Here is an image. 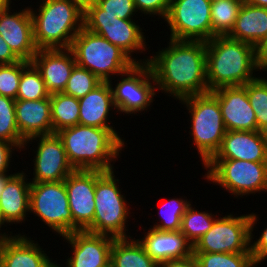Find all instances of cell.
I'll list each match as a JSON object with an SVG mask.
<instances>
[{
	"label": "cell",
	"instance_id": "1",
	"mask_svg": "<svg viewBox=\"0 0 267 267\" xmlns=\"http://www.w3.org/2000/svg\"><path fill=\"white\" fill-rule=\"evenodd\" d=\"M168 47L149 56V65L157 90L181 100L208 93L206 43L169 39Z\"/></svg>",
	"mask_w": 267,
	"mask_h": 267
},
{
	"label": "cell",
	"instance_id": "2",
	"mask_svg": "<svg viewBox=\"0 0 267 267\" xmlns=\"http://www.w3.org/2000/svg\"><path fill=\"white\" fill-rule=\"evenodd\" d=\"M206 43V77L209 92L221 87L243 86L261 71L255 46L228 36H215Z\"/></svg>",
	"mask_w": 267,
	"mask_h": 267
},
{
	"label": "cell",
	"instance_id": "3",
	"mask_svg": "<svg viewBox=\"0 0 267 267\" xmlns=\"http://www.w3.org/2000/svg\"><path fill=\"white\" fill-rule=\"evenodd\" d=\"M75 170L113 171L112 161L125 147L115 129L77 124L57 132Z\"/></svg>",
	"mask_w": 267,
	"mask_h": 267
},
{
	"label": "cell",
	"instance_id": "4",
	"mask_svg": "<svg viewBox=\"0 0 267 267\" xmlns=\"http://www.w3.org/2000/svg\"><path fill=\"white\" fill-rule=\"evenodd\" d=\"M29 10L38 50L71 48L83 28L84 0H42L38 13L30 7Z\"/></svg>",
	"mask_w": 267,
	"mask_h": 267
},
{
	"label": "cell",
	"instance_id": "5",
	"mask_svg": "<svg viewBox=\"0 0 267 267\" xmlns=\"http://www.w3.org/2000/svg\"><path fill=\"white\" fill-rule=\"evenodd\" d=\"M189 111L192 141L205 165L219 150L227 130L218 98L212 93L192 95L179 100Z\"/></svg>",
	"mask_w": 267,
	"mask_h": 267
},
{
	"label": "cell",
	"instance_id": "6",
	"mask_svg": "<svg viewBox=\"0 0 267 267\" xmlns=\"http://www.w3.org/2000/svg\"><path fill=\"white\" fill-rule=\"evenodd\" d=\"M70 49L77 66L88 69L102 82H109L111 75L120 76L135 64L118 46L84 27L74 37Z\"/></svg>",
	"mask_w": 267,
	"mask_h": 267
},
{
	"label": "cell",
	"instance_id": "7",
	"mask_svg": "<svg viewBox=\"0 0 267 267\" xmlns=\"http://www.w3.org/2000/svg\"><path fill=\"white\" fill-rule=\"evenodd\" d=\"M115 178L113 170L105 172L96 181L95 214L92 225L86 231L115 239L129 238L130 235L126 234V222L130 208L117 185L119 179Z\"/></svg>",
	"mask_w": 267,
	"mask_h": 267
},
{
	"label": "cell",
	"instance_id": "8",
	"mask_svg": "<svg viewBox=\"0 0 267 267\" xmlns=\"http://www.w3.org/2000/svg\"><path fill=\"white\" fill-rule=\"evenodd\" d=\"M83 27L118 46L135 63H147L148 58L138 61L132 58L133 52L142 53L147 48L143 30L133 19H118L116 14L107 13L93 0H84Z\"/></svg>",
	"mask_w": 267,
	"mask_h": 267
},
{
	"label": "cell",
	"instance_id": "9",
	"mask_svg": "<svg viewBox=\"0 0 267 267\" xmlns=\"http://www.w3.org/2000/svg\"><path fill=\"white\" fill-rule=\"evenodd\" d=\"M205 179L221 186L233 196L267 192V162L238 159H210ZM256 192V193H255Z\"/></svg>",
	"mask_w": 267,
	"mask_h": 267
},
{
	"label": "cell",
	"instance_id": "10",
	"mask_svg": "<svg viewBox=\"0 0 267 267\" xmlns=\"http://www.w3.org/2000/svg\"><path fill=\"white\" fill-rule=\"evenodd\" d=\"M217 217L211 229L193 245V252L251 253L253 230L258 221L255 213Z\"/></svg>",
	"mask_w": 267,
	"mask_h": 267
},
{
	"label": "cell",
	"instance_id": "11",
	"mask_svg": "<svg viewBox=\"0 0 267 267\" xmlns=\"http://www.w3.org/2000/svg\"><path fill=\"white\" fill-rule=\"evenodd\" d=\"M29 212L40 217L60 236L73 233V218L64 181L31 182Z\"/></svg>",
	"mask_w": 267,
	"mask_h": 267
},
{
	"label": "cell",
	"instance_id": "12",
	"mask_svg": "<svg viewBox=\"0 0 267 267\" xmlns=\"http://www.w3.org/2000/svg\"><path fill=\"white\" fill-rule=\"evenodd\" d=\"M210 0H170L165 18L170 39L207 42L212 39Z\"/></svg>",
	"mask_w": 267,
	"mask_h": 267
},
{
	"label": "cell",
	"instance_id": "13",
	"mask_svg": "<svg viewBox=\"0 0 267 267\" xmlns=\"http://www.w3.org/2000/svg\"><path fill=\"white\" fill-rule=\"evenodd\" d=\"M111 89L117 111L137 114L145 111L154 101L157 86L149 65L135 63L121 74V81L116 83L115 88L111 84Z\"/></svg>",
	"mask_w": 267,
	"mask_h": 267
},
{
	"label": "cell",
	"instance_id": "14",
	"mask_svg": "<svg viewBox=\"0 0 267 267\" xmlns=\"http://www.w3.org/2000/svg\"><path fill=\"white\" fill-rule=\"evenodd\" d=\"M104 173L100 170H74L64 180L73 218V232L86 231L92 225L96 181Z\"/></svg>",
	"mask_w": 267,
	"mask_h": 267
},
{
	"label": "cell",
	"instance_id": "15",
	"mask_svg": "<svg viewBox=\"0 0 267 267\" xmlns=\"http://www.w3.org/2000/svg\"><path fill=\"white\" fill-rule=\"evenodd\" d=\"M37 139L39 142L33 159L34 178L31 182L64 181L75 169L68 161L62 140L57 133L33 136L25 141L23 148Z\"/></svg>",
	"mask_w": 267,
	"mask_h": 267
},
{
	"label": "cell",
	"instance_id": "16",
	"mask_svg": "<svg viewBox=\"0 0 267 267\" xmlns=\"http://www.w3.org/2000/svg\"><path fill=\"white\" fill-rule=\"evenodd\" d=\"M73 253L66 259V267H107L110 265V251L115 238L87 231H74L62 236Z\"/></svg>",
	"mask_w": 267,
	"mask_h": 267
},
{
	"label": "cell",
	"instance_id": "17",
	"mask_svg": "<svg viewBox=\"0 0 267 267\" xmlns=\"http://www.w3.org/2000/svg\"><path fill=\"white\" fill-rule=\"evenodd\" d=\"M11 6L0 11V35L21 59L31 62L37 53L33 38V21L28 7L14 12Z\"/></svg>",
	"mask_w": 267,
	"mask_h": 267
},
{
	"label": "cell",
	"instance_id": "18",
	"mask_svg": "<svg viewBox=\"0 0 267 267\" xmlns=\"http://www.w3.org/2000/svg\"><path fill=\"white\" fill-rule=\"evenodd\" d=\"M212 93L218 98L227 131H257L255 112L248 100L247 84L221 87Z\"/></svg>",
	"mask_w": 267,
	"mask_h": 267
},
{
	"label": "cell",
	"instance_id": "19",
	"mask_svg": "<svg viewBox=\"0 0 267 267\" xmlns=\"http://www.w3.org/2000/svg\"><path fill=\"white\" fill-rule=\"evenodd\" d=\"M31 62L40 71L50 94L64 91L72 70L77 65L70 48L39 49Z\"/></svg>",
	"mask_w": 267,
	"mask_h": 267
},
{
	"label": "cell",
	"instance_id": "20",
	"mask_svg": "<svg viewBox=\"0 0 267 267\" xmlns=\"http://www.w3.org/2000/svg\"><path fill=\"white\" fill-rule=\"evenodd\" d=\"M20 233L0 238V267H52L43 248Z\"/></svg>",
	"mask_w": 267,
	"mask_h": 267
},
{
	"label": "cell",
	"instance_id": "21",
	"mask_svg": "<svg viewBox=\"0 0 267 267\" xmlns=\"http://www.w3.org/2000/svg\"><path fill=\"white\" fill-rule=\"evenodd\" d=\"M211 159L267 162V143L257 131H227Z\"/></svg>",
	"mask_w": 267,
	"mask_h": 267
},
{
	"label": "cell",
	"instance_id": "22",
	"mask_svg": "<svg viewBox=\"0 0 267 267\" xmlns=\"http://www.w3.org/2000/svg\"><path fill=\"white\" fill-rule=\"evenodd\" d=\"M15 115L20 136L25 141L53 133L50 96L41 100H15Z\"/></svg>",
	"mask_w": 267,
	"mask_h": 267
},
{
	"label": "cell",
	"instance_id": "23",
	"mask_svg": "<svg viewBox=\"0 0 267 267\" xmlns=\"http://www.w3.org/2000/svg\"><path fill=\"white\" fill-rule=\"evenodd\" d=\"M138 241L158 264L193 254V245L180 231H159L150 228Z\"/></svg>",
	"mask_w": 267,
	"mask_h": 267
},
{
	"label": "cell",
	"instance_id": "24",
	"mask_svg": "<svg viewBox=\"0 0 267 267\" xmlns=\"http://www.w3.org/2000/svg\"><path fill=\"white\" fill-rule=\"evenodd\" d=\"M111 83L112 80L101 82L84 97L78 99L80 108L78 124L113 129V126L109 125L108 118L109 111L116 109L113 101Z\"/></svg>",
	"mask_w": 267,
	"mask_h": 267
},
{
	"label": "cell",
	"instance_id": "25",
	"mask_svg": "<svg viewBox=\"0 0 267 267\" xmlns=\"http://www.w3.org/2000/svg\"><path fill=\"white\" fill-rule=\"evenodd\" d=\"M26 173H15L0 195V209L6 224L22 223L29 212L30 186Z\"/></svg>",
	"mask_w": 267,
	"mask_h": 267
},
{
	"label": "cell",
	"instance_id": "26",
	"mask_svg": "<svg viewBox=\"0 0 267 267\" xmlns=\"http://www.w3.org/2000/svg\"><path fill=\"white\" fill-rule=\"evenodd\" d=\"M267 35V8L243 2L229 38L257 46Z\"/></svg>",
	"mask_w": 267,
	"mask_h": 267
},
{
	"label": "cell",
	"instance_id": "27",
	"mask_svg": "<svg viewBox=\"0 0 267 267\" xmlns=\"http://www.w3.org/2000/svg\"><path fill=\"white\" fill-rule=\"evenodd\" d=\"M112 267H159L144 249L143 245L132 236L114 239L110 251Z\"/></svg>",
	"mask_w": 267,
	"mask_h": 267
},
{
	"label": "cell",
	"instance_id": "28",
	"mask_svg": "<svg viewBox=\"0 0 267 267\" xmlns=\"http://www.w3.org/2000/svg\"><path fill=\"white\" fill-rule=\"evenodd\" d=\"M53 133L78 124L79 100L73 96L57 92L50 94Z\"/></svg>",
	"mask_w": 267,
	"mask_h": 267
},
{
	"label": "cell",
	"instance_id": "29",
	"mask_svg": "<svg viewBox=\"0 0 267 267\" xmlns=\"http://www.w3.org/2000/svg\"><path fill=\"white\" fill-rule=\"evenodd\" d=\"M243 2L244 0H225L211 4L212 38L231 33Z\"/></svg>",
	"mask_w": 267,
	"mask_h": 267
},
{
	"label": "cell",
	"instance_id": "30",
	"mask_svg": "<svg viewBox=\"0 0 267 267\" xmlns=\"http://www.w3.org/2000/svg\"><path fill=\"white\" fill-rule=\"evenodd\" d=\"M191 205L181 219L180 232L194 245L196 241L207 233L218 215L194 210ZM215 216V217H214Z\"/></svg>",
	"mask_w": 267,
	"mask_h": 267
},
{
	"label": "cell",
	"instance_id": "31",
	"mask_svg": "<svg viewBox=\"0 0 267 267\" xmlns=\"http://www.w3.org/2000/svg\"><path fill=\"white\" fill-rule=\"evenodd\" d=\"M49 96L40 71L30 62L22 70L16 100H41Z\"/></svg>",
	"mask_w": 267,
	"mask_h": 267
},
{
	"label": "cell",
	"instance_id": "32",
	"mask_svg": "<svg viewBox=\"0 0 267 267\" xmlns=\"http://www.w3.org/2000/svg\"><path fill=\"white\" fill-rule=\"evenodd\" d=\"M198 267H256L251 253L193 252Z\"/></svg>",
	"mask_w": 267,
	"mask_h": 267
},
{
	"label": "cell",
	"instance_id": "33",
	"mask_svg": "<svg viewBox=\"0 0 267 267\" xmlns=\"http://www.w3.org/2000/svg\"><path fill=\"white\" fill-rule=\"evenodd\" d=\"M0 140L15 144L20 151L25 143L16 123L15 100L2 95H0Z\"/></svg>",
	"mask_w": 267,
	"mask_h": 267
},
{
	"label": "cell",
	"instance_id": "34",
	"mask_svg": "<svg viewBox=\"0 0 267 267\" xmlns=\"http://www.w3.org/2000/svg\"><path fill=\"white\" fill-rule=\"evenodd\" d=\"M190 205L191 202L187 199L170 198L160 208L162 221L151 227L159 231H180L181 219Z\"/></svg>",
	"mask_w": 267,
	"mask_h": 267
},
{
	"label": "cell",
	"instance_id": "35",
	"mask_svg": "<svg viewBox=\"0 0 267 267\" xmlns=\"http://www.w3.org/2000/svg\"><path fill=\"white\" fill-rule=\"evenodd\" d=\"M248 100L255 112L257 130L267 124V80L257 77L247 83Z\"/></svg>",
	"mask_w": 267,
	"mask_h": 267
},
{
	"label": "cell",
	"instance_id": "36",
	"mask_svg": "<svg viewBox=\"0 0 267 267\" xmlns=\"http://www.w3.org/2000/svg\"><path fill=\"white\" fill-rule=\"evenodd\" d=\"M102 81L88 69L75 66L63 91L77 99L84 97Z\"/></svg>",
	"mask_w": 267,
	"mask_h": 267
},
{
	"label": "cell",
	"instance_id": "37",
	"mask_svg": "<svg viewBox=\"0 0 267 267\" xmlns=\"http://www.w3.org/2000/svg\"><path fill=\"white\" fill-rule=\"evenodd\" d=\"M29 61L0 65V95L16 100L22 70Z\"/></svg>",
	"mask_w": 267,
	"mask_h": 267
},
{
	"label": "cell",
	"instance_id": "38",
	"mask_svg": "<svg viewBox=\"0 0 267 267\" xmlns=\"http://www.w3.org/2000/svg\"><path fill=\"white\" fill-rule=\"evenodd\" d=\"M101 9L118 19H131L136 11L133 0H93Z\"/></svg>",
	"mask_w": 267,
	"mask_h": 267
},
{
	"label": "cell",
	"instance_id": "39",
	"mask_svg": "<svg viewBox=\"0 0 267 267\" xmlns=\"http://www.w3.org/2000/svg\"><path fill=\"white\" fill-rule=\"evenodd\" d=\"M136 11L144 15L149 14L166 18L169 10L170 0H133Z\"/></svg>",
	"mask_w": 267,
	"mask_h": 267
},
{
	"label": "cell",
	"instance_id": "40",
	"mask_svg": "<svg viewBox=\"0 0 267 267\" xmlns=\"http://www.w3.org/2000/svg\"><path fill=\"white\" fill-rule=\"evenodd\" d=\"M254 243L250 244V252L253 256V260L256 266L263 260L267 259V227L264 228L259 239L256 238Z\"/></svg>",
	"mask_w": 267,
	"mask_h": 267
},
{
	"label": "cell",
	"instance_id": "41",
	"mask_svg": "<svg viewBox=\"0 0 267 267\" xmlns=\"http://www.w3.org/2000/svg\"><path fill=\"white\" fill-rule=\"evenodd\" d=\"M15 149L16 151L19 149L15 144L5 140H0V173H7L10 171L8 170L10 167V162H12L10 158H12V154L14 153L12 151Z\"/></svg>",
	"mask_w": 267,
	"mask_h": 267
},
{
	"label": "cell",
	"instance_id": "42",
	"mask_svg": "<svg viewBox=\"0 0 267 267\" xmlns=\"http://www.w3.org/2000/svg\"><path fill=\"white\" fill-rule=\"evenodd\" d=\"M19 61H21V59L13 52V50L0 35V65L14 64Z\"/></svg>",
	"mask_w": 267,
	"mask_h": 267
},
{
	"label": "cell",
	"instance_id": "43",
	"mask_svg": "<svg viewBox=\"0 0 267 267\" xmlns=\"http://www.w3.org/2000/svg\"><path fill=\"white\" fill-rule=\"evenodd\" d=\"M255 52L260 69L267 71V35L257 44Z\"/></svg>",
	"mask_w": 267,
	"mask_h": 267
},
{
	"label": "cell",
	"instance_id": "44",
	"mask_svg": "<svg viewBox=\"0 0 267 267\" xmlns=\"http://www.w3.org/2000/svg\"><path fill=\"white\" fill-rule=\"evenodd\" d=\"M159 267H198L194 254L181 259H172L159 264Z\"/></svg>",
	"mask_w": 267,
	"mask_h": 267
},
{
	"label": "cell",
	"instance_id": "45",
	"mask_svg": "<svg viewBox=\"0 0 267 267\" xmlns=\"http://www.w3.org/2000/svg\"><path fill=\"white\" fill-rule=\"evenodd\" d=\"M13 174H7V173H0V195L1 192L3 191L5 184L7 183V181L14 175Z\"/></svg>",
	"mask_w": 267,
	"mask_h": 267
},
{
	"label": "cell",
	"instance_id": "46",
	"mask_svg": "<svg viewBox=\"0 0 267 267\" xmlns=\"http://www.w3.org/2000/svg\"><path fill=\"white\" fill-rule=\"evenodd\" d=\"M244 2L252 6L267 8V0H244Z\"/></svg>",
	"mask_w": 267,
	"mask_h": 267
},
{
	"label": "cell",
	"instance_id": "47",
	"mask_svg": "<svg viewBox=\"0 0 267 267\" xmlns=\"http://www.w3.org/2000/svg\"><path fill=\"white\" fill-rule=\"evenodd\" d=\"M2 225L6 226L5 221L3 219V216H2V213H1V209H0V228H2ZM0 230H2V229H0ZM3 233H0V238L13 236L11 234L10 235L7 234L6 232H3Z\"/></svg>",
	"mask_w": 267,
	"mask_h": 267
},
{
	"label": "cell",
	"instance_id": "48",
	"mask_svg": "<svg viewBox=\"0 0 267 267\" xmlns=\"http://www.w3.org/2000/svg\"><path fill=\"white\" fill-rule=\"evenodd\" d=\"M11 2H12L11 0H0V11L11 6Z\"/></svg>",
	"mask_w": 267,
	"mask_h": 267
},
{
	"label": "cell",
	"instance_id": "49",
	"mask_svg": "<svg viewBox=\"0 0 267 267\" xmlns=\"http://www.w3.org/2000/svg\"><path fill=\"white\" fill-rule=\"evenodd\" d=\"M260 135L262 136V138L265 140V142L267 143V124H265L264 126H262L259 129Z\"/></svg>",
	"mask_w": 267,
	"mask_h": 267
},
{
	"label": "cell",
	"instance_id": "50",
	"mask_svg": "<svg viewBox=\"0 0 267 267\" xmlns=\"http://www.w3.org/2000/svg\"><path fill=\"white\" fill-rule=\"evenodd\" d=\"M58 263H55L52 267H62L60 264H58Z\"/></svg>",
	"mask_w": 267,
	"mask_h": 267
},
{
	"label": "cell",
	"instance_id": "51",
	"mask_svg": "<svg viewBox=\"0 0 267 267\" xmlns=\"http://www.w3.org/2000/svg\"><path fill=\"white\" fill-rule=\"evenodd\" d=\"M212 3L218 2V1H225V0H210Z\"/></svg>",
	"mask_w": 267,
	"mask_h": 267
}]
</instances>
